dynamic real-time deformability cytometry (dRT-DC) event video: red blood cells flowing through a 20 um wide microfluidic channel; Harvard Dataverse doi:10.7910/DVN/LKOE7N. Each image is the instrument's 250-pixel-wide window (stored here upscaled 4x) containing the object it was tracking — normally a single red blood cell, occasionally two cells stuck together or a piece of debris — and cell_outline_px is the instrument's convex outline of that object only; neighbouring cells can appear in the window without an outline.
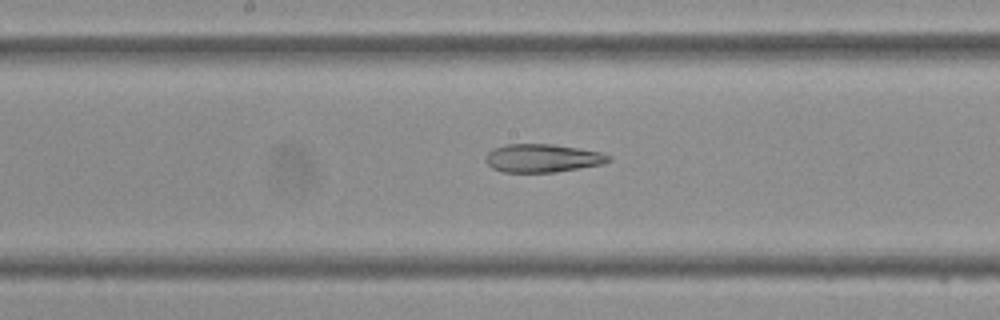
{"species": "Egyptian fruit bat (a non-hibernating species)", "species_latin": "Rousettus aegyptiacus", "temperature_condition": "cold", "stored_images_in_passage": 42, "camera_frame_rate_fps": 3000, "um_per_image_px": 0.085, "frame": {"image": 1, "passage_image": 21, "time_ms": 6.667, "image_size_px": [1000, 320], "cell_outline_px": [[612, 160], [604, 164], [556, 172], [504, 172], [492, 168], [484, 160], [484, 156], [492, 148], [504, 144], [552, 144], [600, 152], [612, 156]], "centroid_in_image_um": [46.09, 13.44], "position_along_channel_um": 202.1, "area_um2": 20.4}}
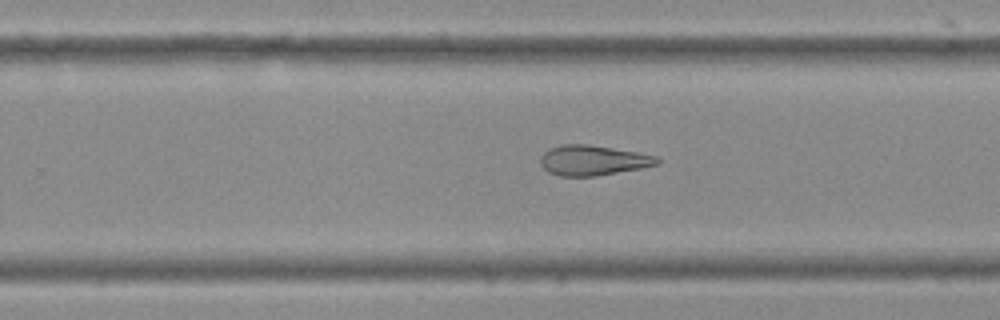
{"frame": {"image": 2, "passage_image": 26, "time_ms": 8.333, "image_size_px": [1000, 320], "cell_outline_px": [[660, 164], [640, 168], [596, 176], [560, 176], [548, 172], [540, 164], [540, 156], [548, 148], [564, 144], [588, 144], [660, 156]], "centroid_in_image_um": [50.4, 13.62], "position_along_channel_um": 279.4, "area_um2": 20.58}}
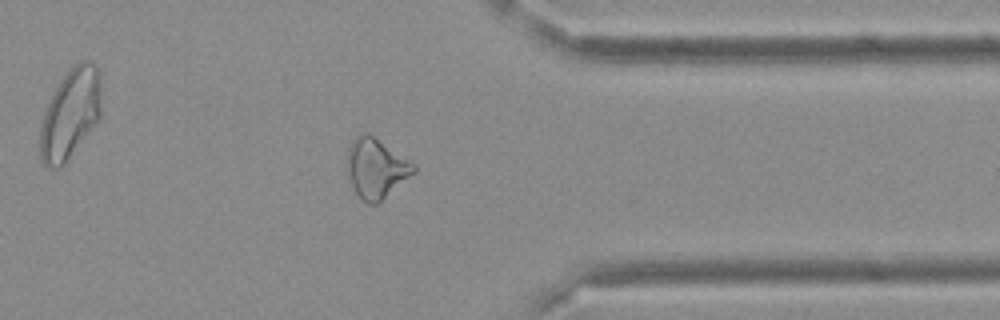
{"frame": {"image": 3, "passage_image": 33, "time_ms": 10.667, "image_size_px": [1000, 320], "cell_outline_px": [[416, 172], [376, 204], [368, 204], [360, 200], [344, 168], [344, 164], [348, 148], [352, 140], [360, 132], [368, 132], [416, 164]], "centroid_in_image_um": [31.93, 14.28], "position_along_channel_um": 379.5, "area_um2": 23.58}}